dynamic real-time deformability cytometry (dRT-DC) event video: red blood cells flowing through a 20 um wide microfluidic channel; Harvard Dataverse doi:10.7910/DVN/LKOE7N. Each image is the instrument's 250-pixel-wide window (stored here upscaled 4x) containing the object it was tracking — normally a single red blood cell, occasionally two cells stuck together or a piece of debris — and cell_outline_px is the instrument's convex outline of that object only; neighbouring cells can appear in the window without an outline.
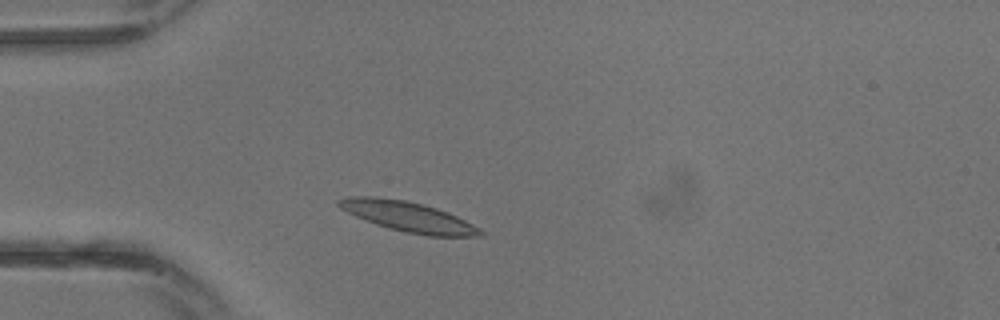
{"species": "common noctule bat (a hibernating species)", "species_latin": "Nyctalus noctula", "temperature_condition": "warm", "stored_images_in_passage": 7, "camera_frame_rate_fps": 3000, "um_per_image_px": 0.085, "animal": {"sex": "male", "body_mass_g": 13.3}, "frame": {"image": 1, "passage_image": 4, "time_ms": 1.0, "image_size_px": [1000, 320], "cell_outline_px": [[484, 236], [428, 236], [408, 232], [376, 224], [356, 216], [340, 208], [336, 204], [336, 200], [348, 196], [376, 196], [404, 200], [424, 204], [448, 212], [480, 228], [484, 232]], "centroid_in_image_um": [34.69, 18.4], "position_along_channel_um": 50.3, "area_um2": 24.62}}
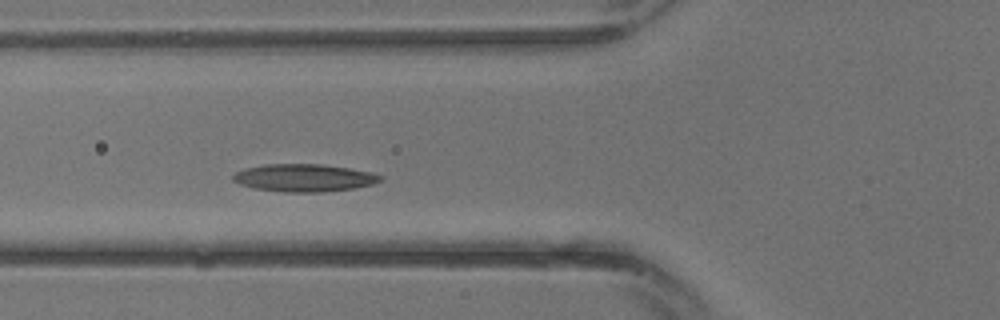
{"frame": {"image": 2, "passage_image": 7, "time_ms": 2.0, "image_size_px": [1000, 320], "cell_outline_px": [[384, 180], [372, 184], [352, 188], [320, 192], [284, 192], [252, 188], [240, 184], [232, 180], [232, 176], [236, 172], [244, 168], [264, 164], [320, 164], [348, 168], [372, 172], [384, 176]], "centroid_in_image_um": [25.84, 15.11], "position_along_channel_um": 100.0, "area_um2": 23.76}}